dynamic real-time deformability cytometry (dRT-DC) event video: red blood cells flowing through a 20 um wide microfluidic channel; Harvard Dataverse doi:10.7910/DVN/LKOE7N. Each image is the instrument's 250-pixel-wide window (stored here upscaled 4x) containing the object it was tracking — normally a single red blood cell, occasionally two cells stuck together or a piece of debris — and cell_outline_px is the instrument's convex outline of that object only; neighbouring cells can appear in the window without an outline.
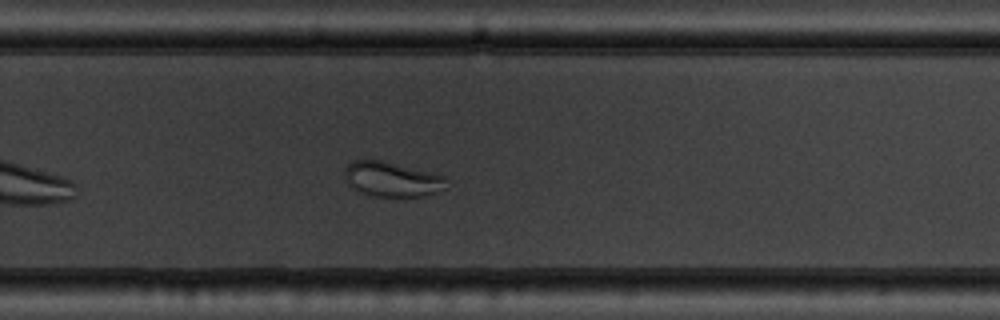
{"species": "common noctule bat (a hibernating species)", "species_latin": "Nyctalus noctula", "temperature_condition": "warm", "stored_images_in_passage": 31, "camera_frame_rate_fps": 3000, "um_per_image_px": 0.085, "animal": {"sex": "male", "body_mass_g": 19.5, "forearm_length_mm": 54.6}, "frame": {"image": 1, "passage_image": 22, "time_ms": 7.0, "image_size_px": [1000, 320], "cell_outline_px": [[448, 176], [444, 188], [436, 192], [424, 196], [368, 196], [352, 188], [348, 184], [344, 176], [344, 168], [352, 160], [384, 160]], "centroid_in_image_um": [33.3, 15.22], "position_along_channel_um": 296.5, "area_um2": 20.98}, "authors_computed_cell_mechanics": {"area_um2": 24.1604, "velocity_mm_per_s": 3.7611, "shape_relaxation_time_tau1_ms": 9.3789, "shape_relaxation_time_tau2_ms": null, "deformation_change_tau1": 0.1561, "deformation_change_tau2": null}}